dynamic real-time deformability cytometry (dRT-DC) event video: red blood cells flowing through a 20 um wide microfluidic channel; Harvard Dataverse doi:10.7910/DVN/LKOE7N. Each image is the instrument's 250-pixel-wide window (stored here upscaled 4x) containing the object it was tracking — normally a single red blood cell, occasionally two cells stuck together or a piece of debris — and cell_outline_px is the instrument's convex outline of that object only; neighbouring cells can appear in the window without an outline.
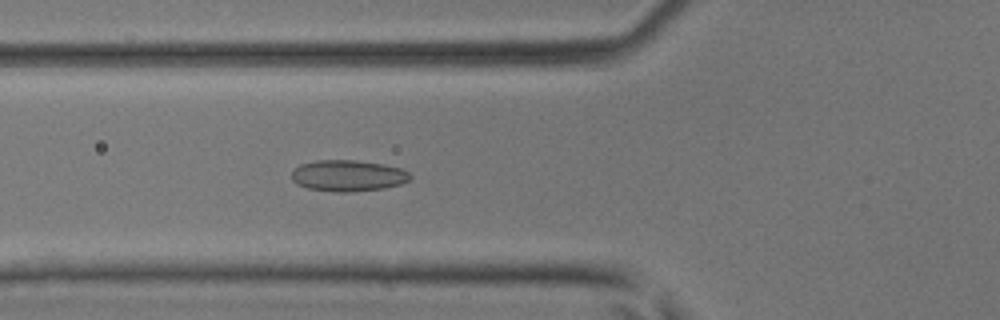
{"species": "common noctule bat (a hibernating species)", "species_latin": "Nyctalus noctula", "temperature_condition": "room temperature", "stored_images_in_passage": 38, "camera_frame_rate_fps": 3000, "um_per_image_px": 0.085, "animal": {"sex": "male", "body_mass_g": 17.9, "forearm_length_mm": 54.2}, "frame": {"image": 1, "passage_image": 8, "time_ms": 2.333, "image_size_px": [1000, 320], "cell_outline_px": [[412, 176], [408, 180], [400, 184], [384, 188], [348, 192], [336, 192], [308, 188], [296, 184], [292, 180], [292, 172], [300, 164], [316, 160], [356, 160], [384, 164], [400, 168], [408, 172]], "centroid_in_image_um": [29.57, 14.93], "position_along_channel_um": 96.2, "area_um2": 21.56}}
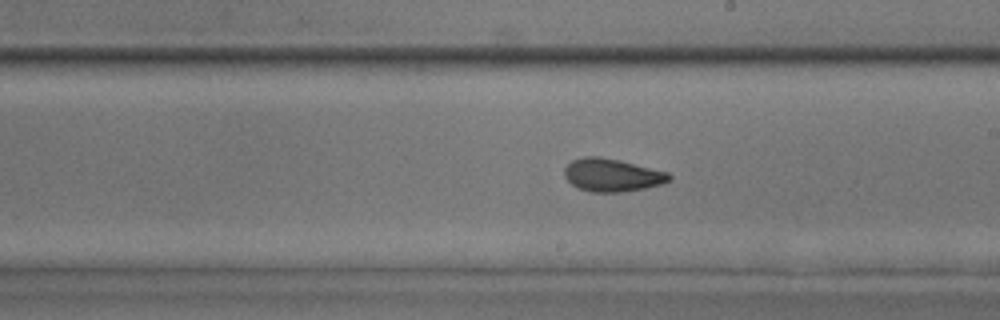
{"frame": {"image": 2, "passage_image": 18, "time_ms": 5.667, "image_size_px": [1000, 320], "cell_outline_px": [[672, 180], [664, 184], [644, 188], [620, 192], [592, 192], [576, 188], [564, 176], [564, 168], [572, 160], [584, 156], [600, 156], [620, 160], [668, 172], [672, 176]], "centroid_in_image_um": [52.03, 14.88], "position_along_channel_um": 237.0, "area_um2": 20.29}}
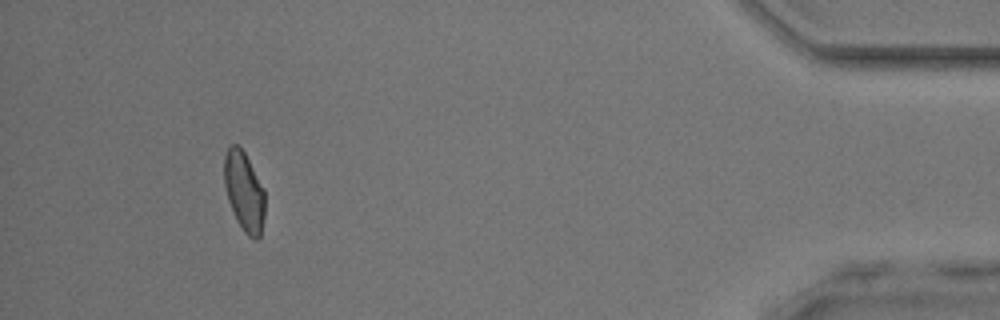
{"frame": {"image": 3, "passage_image": 35, "time_ms": 11.333, "image_size_px": [1000, 320], "cell_outline_px": [[264, 216], [260, 236], [256, 240], [248, 236], [244, 232], [236, 220], [228, 200], [224, 184], [224, 156], [228, 148], [232, 144], [240, 144], [264, 188]], "centroid_in_image_um": [20.74, 16.26], "position_along_channel_um": 414.5, "area_um2": 18.96}, "authors_computed_cell_mechanics": {"area_um2": 19.6809, "velocity_mm_per_s": 4.2311, "shape_relaxation_time_tau1_ms": null, "shape_relaxation_time_tau2_ms": 1.5116, "deformation_change_tau1": null, "deformation_change_tau2": 0.0743}}